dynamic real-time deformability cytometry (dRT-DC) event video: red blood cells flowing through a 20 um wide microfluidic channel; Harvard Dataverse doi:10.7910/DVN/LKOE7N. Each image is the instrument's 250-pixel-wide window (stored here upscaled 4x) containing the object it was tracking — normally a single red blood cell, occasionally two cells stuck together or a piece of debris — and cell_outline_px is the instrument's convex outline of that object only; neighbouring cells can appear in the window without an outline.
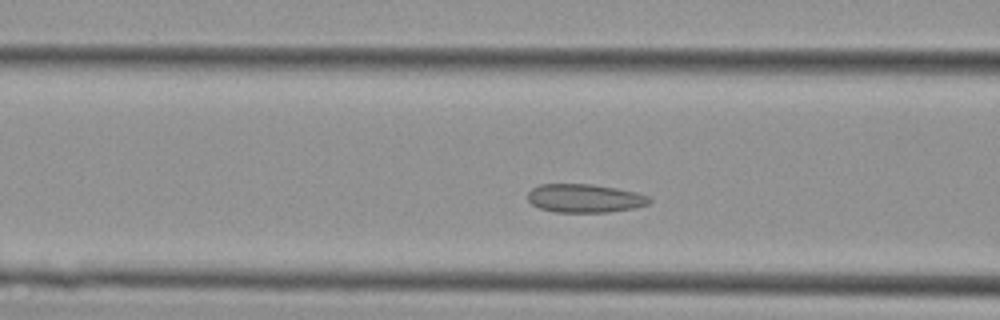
{"species": "Egyptian fruit bat (a non-hibernating species)", "species_latin": "Rousettus aegyptiacus", "temperature_condition": "cold", "stored_images_in_passage": 37, "camera_frame_rate_fps": 3000, "um_per_image_px": 0.085, "animal": {"sex": "female"}, "frame": {"image": 1, "passage_image": 9, "time_ms": 2.667, "image_size_px": [1000, 320], "cell_outline_px": [[652, 200], [648, 204], [632, 208], [608, 212], [556, 212], [540, 208], [532, 204], [528, 200], [528, 192], [532, 188], [540, 184], [592, 184], [616, 188], [636, 192], [648, 196]], "centroid_in_image_um": [49.69, 16.85], "position_along_channel_um": 116.9, "area_um2": 20.11}}
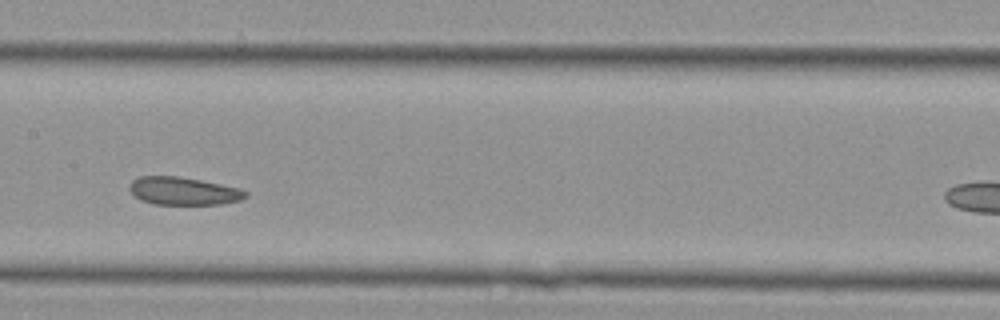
{"frame": {"image": 2, "passage_image": 14, "time_ms": 4.333, "image_size_px": [1000, 320], "cell_outline_px": [[248, 196], [240, 200], [220, 204], [152, 204], [140, 200], [128, 188], [128, 184], [132, 180], [140, 176], [180, 176], [240, 188], [248, 192]], "centroid_in_image_um": [15.58, 16.23], "position_along_channel_um": 191.8, "area_um2": 18.9}}
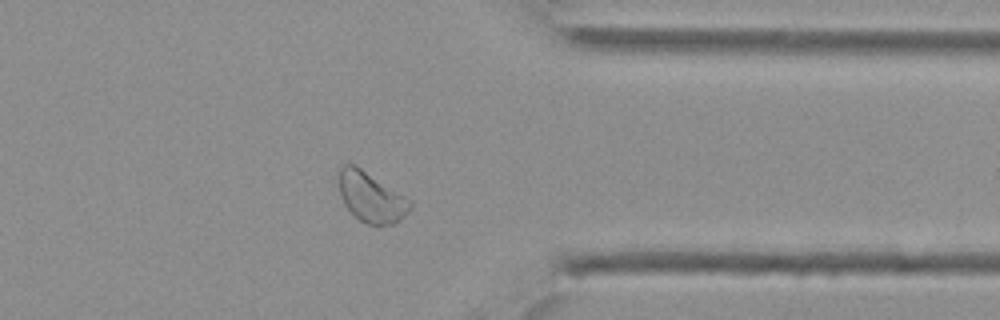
{"frame": {"image": 3, "passage_image": 27, "time_ms": 8.667, "image_size_px": [1000, 320], "cell_outline_px": [[412, 208], [400, 220], [392, 224], [368, 224], [360, 220], [344, 204], [340, 192], [340, 168], [344, 164], [356, 164], [412, 200]], "centroid_in_image_um": [31.59, 16.74], "position_along_channel_um": 379.8, "area_um2": 20.63}}